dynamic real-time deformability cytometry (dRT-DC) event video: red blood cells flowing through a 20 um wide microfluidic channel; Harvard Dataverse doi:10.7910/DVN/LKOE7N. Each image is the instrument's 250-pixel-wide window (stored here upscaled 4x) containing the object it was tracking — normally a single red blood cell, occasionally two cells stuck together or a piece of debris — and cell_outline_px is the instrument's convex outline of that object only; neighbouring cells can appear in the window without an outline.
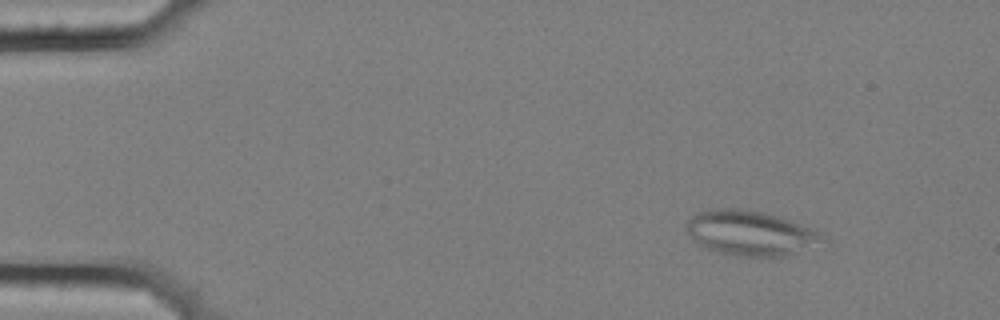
{"species": "common noctule bat (a hibernating species)", "species_latin": "Nyctalus noctula", "temperature_condition": "cold", "stored_images_in_passage": 58, "camera_frame_rate_fps": 3000, "um_per_image_px": 0.085, "animal": {"sex": "female", "body_mass_g": 25.1}, "frame": {"image": 1, "passage_image": 7, "time_ms": 2.0, "image_size_px": [1000, 320], "cell_outline_px": [[816, 236], [792, 252], [784, 256], [736, 256], [708, 248], [692, 240], [688, 232], [688, 220], [692, 216], [700, 212], [712, 208], [740, 208], [764, 212], [780, 216], [808, 228], [816, 232]], "centroid_in_image_um": [63.53, 19.76], "position_along_channel_um": 21.5, "area_um2": 33.47}}
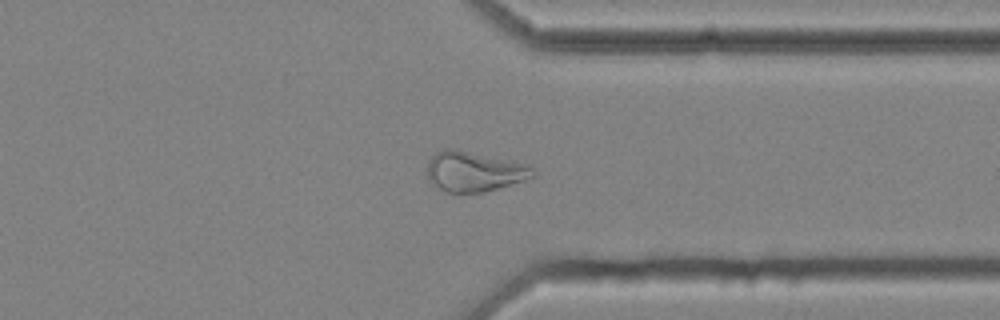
{"frame": {"image": 2, "passage_image": 45, "time_ms": 14.667, "image_size_px": [1000, 320], "cell_outline_px": [[536, 176], [524, 180], [484, 192], [448, 192], [432, 184], [428, 176], [428, 160], [436, 152], [444, 148], [456, 148], [528, 164], [536, 168]], "centroid_in_image_um": [40.34, 14.55], "position_along_channel_um": 371.1, "area_um2": 24.8}}
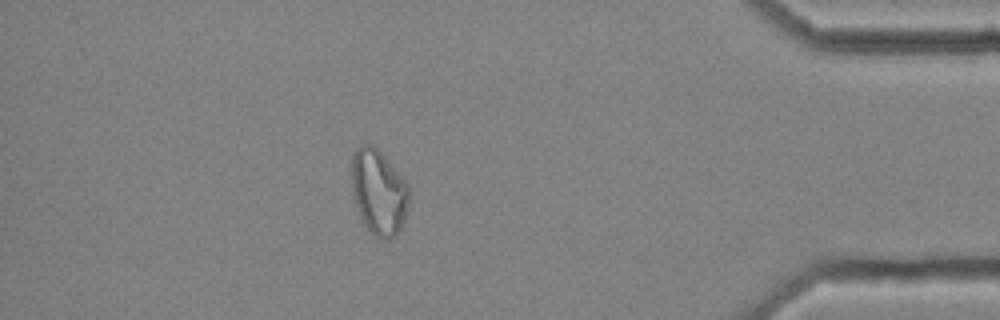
{"frame": {"image": 3, "passage_image": 51, "time_ms": 16.667, "image_size_px": [1000, 320], "cell_outline_px": [[408, 208], [404, 220], [400, 228], [388, 240], [376, 236], [364, 224], [360, 216], [352, 192], [352, 156], [356, 148], [364, 144], [372, 144], [380, 152], [408, 184]], "centroid_in_image_um": [32.18, 16.31], "position_along_channel_um": 403.0, "area_um2": 27.98}, "authors_computed_cell_mechanics": {"area_um2": 27.7729, "velocity_mm_per_s": 3.5023, "shape_relaxation_time_tau1_ms": null, "shape_relaxation_time_tau2_ms": 5.2674, "deformation_change_tau1": null, "deformation_change_tau2": 0.1272}}